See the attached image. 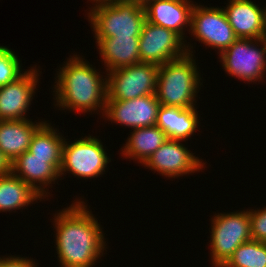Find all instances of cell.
I'll return each instance as SVG.
<instances>
[{"mask_svg": "<svg viewBox=\"0 0 266 267\" xmlns=\"http://www.w3.org/2000/svg\"><path fill=\"white\" fill-rule=\"evenodd\" d=\"M151 1L154 0H128V3L145 8Z\"/></svg>", "mask_w": 266, "mask_h": 267, "instance_id": "cell-29", "label": "cell"}, {"mask_svg": "<svg viewBox=\"0 0 266 267\" xmlns=\"http://www.w3.org/2000/svg\"><path fill=\"white\" fill-rule=\"evenodd\" d=\"M43 196L12 172L0 175V212L23 209Z\"/></svg>", "mask_w": 266, "mask_h": 267, "instance_id": "cell-21", "label": "cell"}, {"mask_svg": "<svg viewBox=\"0 0 266 267\" xmlns=\"http://www.w3.org/2000/svg\"><path fill=\"white\" fill-rule=\"evenodd\" d=\"M193 56L187 54L158 67L156 96L160 105L179 108L196 106L202 79Z\"/></svg>", "mask_w": 266, "mask_h": 267, "instance_id": "cell-3", "label": "cell"}, {"mask_svg": "<svg viewBox=\"0 0 266 267\" xmlns=\"http://www.w3.org/2000/svg\"><path fill=\"white\" fill-rule=\"evenodd\" d=\"M180 142L182 140L168 138L143 166L168 178H178L204 169L203 160L201 161V158L194 156V153Z\"/></svg>", "mask_w": 266, "mask_h": 267, "instance_id": "cell-11", "label": "cell"}, {"mask_svg": "<svg viewBox=\"0 0 266 267\" xmlns=\"http://www.w3.org/2000/svg\"><path fill=\"white\" fill-rule=\"evenodd\" d=\"M223 10L234 33L241 39H261L265 34V8L251 0H229Z\"/></svg>", "mask_w": 266, "mask_h": 267, "instance_id": "cell-15", "label": "cell"}, {"mask_svg": "<svg viewBox=\"0 0 266 267\" xmlns=\"http://www.w3.org/2000/svg\"><path fill=\"white\" fill-rule=\"evenodd\" d=\"M43 123L29 119L0 121V151L13 162L29 150L33 134Z\"/></svg>", "mask_w": 266, "mask_h": 267, "instance_id": "cell-18", "label": "cell"}, {"mask_svg": "<svg viewBox=\"0 0 266 267\" xmlns=\"http://www.w3.org/2000/svg\"><path fill=\"white\" fill-rule=\"evenodd\" d=\"M158 67L141 62L107 72V100H131L156 94Z\"/></svg>", "mask_w": 266, "mask_h": 267, "instance_id": "cell-8", "label": "cell"}, {"mask_svg": "<svg viewBox=\"0 0 266 267\" xmlns=\"http://www.w3.org/2000/svg\"><path fill=\"white\" fill-rule=\"evenodd\" d=\"M92 1V3L94 2L95 5H99V4H111L114 2H123V3H128V0H89Z\"/></svg>", "mask_w": 266, "mask_h": 267, "instance_id": "cell-28", "label": "cell"}, {"mask_svg": "<svg viewBox=\"0 0 266 267\" xmlns=\"http://www.w3.org/2000/svg\"><path fill=\"white\" fill-rule=\"evenodd\" d=\"M265 8V34H264V39L266 41V7Z\"/></svg>", "mask_w": 266, "mask_h": 267, "instance_id": "cell-30", "label": "cell"}, {"mask_svg": "<svg viewBox=\"0 0 266 267\" xmlns=\"http://www.w3.org/2000/svg\"><path fill=\"white\" fill-rule=\"evenodd\" d=\"M211 222L212 266L223 267L240 245L251 240L249 210L215 213Z\"/></svg>", "mask_w": 266, "mask_h": 267, "instance_id": "cell-5", "label": "cell"}, {"mask_svg": "<svg viewBox=\"0 0 266 267\" xmlns=\"http://www.w3.org/2000/svg\"><path fill=\"white\" fill-rule=\"evenodd\" d=\"M126 144L121 148L123 156L144 164L147 159L168 140L166 133L158 126L132 129Z\"/></svg>", "mask_w": 266, "mask_h": 267, "instance_id": "cell-20", "label": "cell"}, {"mask_svg": "<svg viewBox=\"0 0 266 267\" xmlns=\"http://www.w3.org/2000/svg\"><path fill=\"white\" fill-rule=\"evenodd\" d=\"M39 263H35V260L28 259V257L17 256H3L0 257V267H37Z\"/></svg>", "mask_w": 266, "mask_h": 267, "instance_id": "cell-26", "label": "cell"}, {"mask_svg": "<svg viewBox=\"0 0 266 267\" xmlns=\"http://www.w3.org/2000/svg\"><path fill=\"white\" fill-rule=\"evenodd\" d=\"M65 137L45 121L33 134L29 150L40 159H62Z\"/></svg>", "mask_w": 266, "mask_h": 267, "instance_id": "cell-22", "label": "cell"}, {"mask_svg": "<svg viewBox=\"0 0 266 267\" xmlns=\"http://www.w3.org/2000/svg\"><path fill=\"white\" fill-rule=\"evenodd\" d=\"M33 67L23 71L16 81L0 87V121L28 119L26 112L36 94L40 75L36 66Z\"/></svg>", "mask_w": 266, "mask_h": 267, "instance_id": "cell-13", "label": "cell"}, {"mask_svg": "<svg viewBox=\"0 0 266 267\" xmlns=\"http://www.w3.org/2000/svg\"><path fill=\"white\" fill-rule=\"evenodd\" d=\"M58 69L53 85L54 104L61 110L104 114L107 102V78L84 58L73 55ZM100 73V74H99Z\"/></svg>", "mask_w": 266, "mask_h": 267, "instance_id": "cell-2", "label": "cell"}, {"mask_svg": "<svg viewBox=\"0 0 266 267\" xmlns=\"http://www.w3.org/2000/svg\"><path fill=\"white\" fill-rule=\"evenodd\" d=\"M219 57L227 75L247 81L249 84L257 81L259 83L266 77V41L264 38H238Z\"/></svg>", "mask_w": 266, "mask_h": 267, "instance_id": "cell-7", "label": "cell"}, {"mask_svg": "<svg viewBox=\"0 0 266 267\" xmlns=\"http://www.w3.org/2000/svg\"><path fill=\"white\" fill-rule=\"evenodd\" d=\"M18 57L11 49L0 46V87L16 81L24 74Z\"/></svg>", "mask_w": 266, "mask_h": 267, "instance_id": "cell-24", "label": "cell"}, {"mask_svg": "<svg viewBox=\"0 0 266 267\" xmlns=\"http://www.w3.org/2000/svg\"><path fill=\"white\" fill-rule=\"evenodd\" d=\"M66 140L62 147L60 177L67 172L88 180L104 174L111 158L107 156L101 140L90 135L75 139L73 143H68Z\"/></svg>", "mask_w": 266, "mask_h": 267, "instance_id": "cell-6", "label": "cell"}, {"mask_svg": "<svg viewBox=\"0 0 266 267\" xmlns=\"http://www.w3.org/2000/svg\"><path fill=\"white\" fill-rule=\"evenodd\" d=\"M186 43L176 32L145 21L139 36L140 62L160 66L192 54L193 46Z\"/></svg>", "mask_w": 266, "mask_h": 267, "instance_id": "cell-9", "label": "cell"}, {"mask_svg": "<svg viewBox=\"0 0 266 267\" xmlns=\"http://www.w3.org/2000/svg\"><path fill=\"white\" fill-rule=\"evenodd\" d=\"M11 172V162L9 159L0 151V175H5Z\"/></svg>", "mask_w": 266, "mask_h": 267, "instance_id": "cell-27", "label": "cell"}, {"mask_svg": "<svg viewBox=\"0 0 266 267\" xmlns=\"http://www.w3.org/2000/svg\"><path fill=\"white\" fill-rule=\"evenodd\" d=\"M74 201L53 216L58 262L61 267H92L106 250V238L88 205L81 198Z\"/></svg>", "mask_w": 266, "mask_h": 267, "instance_id": "cell-1", "label": "cell"}, {"mask_svg": "<svg viewBox=\"0 0 266 267\" xmlns=\"http://www.w3.org/2000/svg\"><path fill=\"white\" fill-rule=\"evenodd\" d=\"M61 163L62 159H40L34 157L30 151H25L11 162V172L32 186L44 198H48L50 192L47 187L60 179Z\"/></svg>", "mask_w": 266, "mask_h": 267, "instance_id": "cell-14", "label": "cell"}, {"mask_svg": "<svg viewBox=\"0 0 266 267\" xmlns=\"http://www.w3.org/2000/svg\"><path fill=\"white\" fill-rule=\"evenodd\" d=\"M88 11L94 38L139 37L146 21L145 9L130 3L99 4Z\"/></svg>", "mask_w": 266, "mask_h": 267, "instance_id": "cell-4", "label": "cell"}, {"mask_svg": "<svg viewBox=\"0 0 266 267\" xmlns=\"http://www.w3.org/2000/svg\"><path fill=\"white\" fill-rule=\"evenodd\" d=\"M223 267H266V242L243 243Z\"/></svg>", "mask_w": 266, "mask_h": 267, "instance_id": "cell-23", "label": "cell"}, {"mask_svg": "<svg viewBox=\"0 0 266 267\" xmlns=\"http://www.w3.org/2000/svg\"><path fill=\"white\" fill-rule=\"evenodd\" d=\"M160 103L156 94L131 100H107L104 114L107 120L128 128L155 126Z\"/></svg>", "mask_w": 266, "mask_h": 267, "instance_id": "cell-12", "label": "cell"}, {"mask_svg": "<svg viewBox=\"0 0 266 267\" xmlns=\"http://www.w3.org/2000/svg\"><path fill=\"white\" fill-rule=\"evenodd\" d=\"M249 210L251 239L266 242V207Z\"/></svg>", "mask_w": 266, "mask_h": 267, "instance_id": "cell-25", "label": "cell"}, {"mask_svg": "<svg viewBox=\"0 0 266 267\" xmlns=\"http://www.w3.org/2000/svg\"><path fill=\"white\" fill-rule=\"evenodd\" d=\"M193 6L192 0H154L144 8L146 21L176 32L185 40L186 27L191 30Z\"/></svg>", "mask_w": 266, "mask_h": 267, "instance_id": "cell-16", "label": "cell"}, {"mask_svg": "<svg viewBox=\"0 0 266 267\" xmlns=\"http://www.w3.org/2000/svg\"><path fill=\"white\" fill-rule=\"evenodd\" d=\"M106 71L135 65L140 62L139 37L95 38Z\"/></svg>", "mask_w": 266, "mask_h": 267, "instance_id": "cell-17", "label": "cell"}, {"mask_svg": "<svg viewBox=\"0 0 266 267\" xmlns=\"http://www.w3.org/2000/svg\"><path fill=\"white\" fill-rule=\"evenodd\" d=\"M196 109V107L179 108L161 105L156 126L161 128L169 139L183 141L191 139L200 122Z\"/></svg>", "mask_w": 266, "mask_h": 267, "instance_id": "cell-19", "label": "cell"}, {"mask_svg": "<svg viewBox=\"0 0 266 267\" xmlns=\"http://www.w3.org/2000/svg\"><path fill=\"white\" fill-rule=\"evenodd\" d=\"M190 33L197 41L217 49L219 55L238 39L223 8L200 4L193 6Z\"/></svg>", "mask_w": 266, "mask_h": 267, "instance_id": "cell-10", "label": "cell"}]
</instances>
